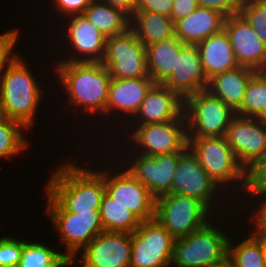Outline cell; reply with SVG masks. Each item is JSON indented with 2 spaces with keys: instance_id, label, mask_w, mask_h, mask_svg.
Wrapping results in <instances>:
<instances>
[{
  "instance_id": "cell-1",
  "label": "cell",
  "mask_w": 266,
  "mask_h": 267,
  "mask_svg": "<svg viewBox=\"0 0 266 267\" xmlns=\"http://www.w3.org/2000/svg\"><path fill=\"white\" fill-rule=\"evenodd\" d=\"M55 77L67 94L69 108L84 110L90 115L106 118L109 84L112 79L108 69L101 62L58 61ZM102 113V114H101Z\"/></svg>"
},
{
  "instance_id": "cell-2",
  "label": "cell",
  "mask_w": 266,
  "mask_h": 267,
  "mask_svg": "<svg viewBox=\"0 0 266 267\" xmlns=\"http://www.w3.org/2000/svg\"><path fill=\"white\" fill-rule=\"evenodd\" d=\"M83 166L68 161L55 167L45 188L68 212H100L105 166L102 170Z\"/></svg>"
},
{
  "instance_id": "cell-3",
  "label": "cell",
  "mask_w": 266,
  "mask_h": 267,
  "mask_svg": "<svg viewBox=\"0 0 266 267\" xmlns=\"http://www.w3.org/2000/svg\"><path fill=\"white\" fill-rule=\"evenodd\" d=\"M20 54L7 67L0 80V115L32 129L44 95L40 83Z\"/></svg>"
},
{
  "instance_id": "cell-4",
  "label": "cell",
  "mask_w": 266,
  "mask_h": 267,
  "mask_svg": "<svg viewBox=\"0 0 266 267\" xmlns=\"http://www.w3.org/2000/svg\"><path fill=\"white\" fill-rule=\"evenodd\" d=\"M187 139L188 147L196 155L208 176L223 191L229 190V197L233 196L234 193L236 195L239 191L244 192H239V197L248 196L249 172L238 161L233 149L228 145L225 136ZM245 193L246 195H244Z\"/></svg>"
},
{
  "instance_id": "cell-5",
  "label": "cell",
  "mask_w": 266,
  "mask_h": 267,
  "mask_svg": "<svg viewBox=\"0 0 266 267\" xmlns=\"http://www.w3.org/2000/svg\"><path fill=\"white\" fill-rule=\"evenodd\" d=\"M210 222L186 237L176 238L171 266L221 267L228 263L230 237Z\"/></svg>"
},
{
  "instance_id": "cell-6",
  "label": "cell",
  "mask_w": 266,
  "mask_h": 267,
  "mask_svg": "<svg viewBox=\"0 0 266 267\" xmlns=\"http://www.w3.org/2000/svg\"><path fill=\"white\" fill-rule=\"evenodd\" d=\"M46 216L52 221L53 228L58 231L59 241L65 245L62 252L76 264L77 254L81 252L98 234L104 231L100 212H68L46 189Z\"/></svg>"
},
{
  "instance_id": "cell-7",
  "label": "cell",
  "mask_w": 266,
  "mask_h": 267,
  "mask_svg": "<svg viewBox=\"0 0 266 267\" xmlns=\"http://www.w3.org/2000/svg\"><path fill=\"white\" fill-rule=\"evenodd\" d=\"M187 138L225 136L236 112L206 89L184 99Z\"/></svg>"
},
{
  "instance_id": "cell-8",
  "label": "cell",
  "mask_w": 266,
  "mask_h": 267,
  "mask_svg": "<svg viewBox=\"0 0 266 267\" xmlns=\"http://www.w3.org/2000/svg\"><path fill=\"white\" fill-rule=\"evenodd\" d=\"M123 142L128 134L125 152L130 150L148 156H158L170 153L182 152L188 146L186 120H172L162 123H151L145 125H126ZM133 127V130H132ZM131 129V130H129ZM130 138V139H129ZM136 144V145H135ZM131 147H130V146ZM133 147V148H132ZM129 148V149H128ZM135 149V150H133ZM129 150V151H128Z\"/></svg>"
},
{
  "instance_id": "cell-9",
  "label": "cell",
  "mask_w": 266,
  "mask_h": 267,
  "mask_svg": "<svg viewBox=\"0 0 266 267\" xmlns=\"http://www.w3.org/2000/svg\"><path fill=\"white\" fill-rule=\"evenodd\" d=\"M210 211L196 198L167 194L156 199L155 218L176 239L207 225L212 220L211 213L214 216Z\"/></svg>"
},
{
  "instance_id": "cell-10",
  "label": "cell",
  "mask_w": 266,
  "mask_h": 267,
  "mask_svg": "<svg viewBox=\"0 0 266 267\" xmlns=\"http://www.w3.org/2000/svg\"><path fill=\"white\" fill-rule=\"evenodd\" d=\"M222 192L225 193V195ZM220 193L222 196L219 195ZM226 193L228 194L227 191L224 192L221 187L208 176L200 164V161L188 146L182 152H179L176 173L173 177L170 194L196 198L212 210V212L214 211L215 214L218 212L215 210H219V206L220 208L222 207L220 205L221 201H223L222 203L225 202L222 198L227 195ZM217 204H219L218 207L215 206ZM214 208L216 209L214 210Z\"/></svg>"
},
{
  "instance_id": "cell-11",
  "label": "cell",
  "mask_w": 266,
  "mask_h": 267,
  "mask_svg": "<svg viewBox=\"0 0 266 267\" xmlns=\"http://www.w3.org/2000/svg\"><path fill=\"white\" fill-rule=\"evenodd\" d=\"M111 157L108 159L113 161L115 166H120V168L116 167V170L110 169L109 166L104 168L105 193L113 202L126 207L127 210L131 211L141 221L154 219L156 199L151 195L147 187L143 186L124 165L119 163L118 158L117 160L113 158L116 161L115 163Z\"/></svg>"
},
{
  "instance_id": "cell-12",
  "label": "cell",
  "mask_w": 266,
  "mask_h": 267,
  "mask_svg": "<svg viewBox=\"0 0 266 267\" xmlns=\"http://www.w3.org/2000/svg\"><path fill=\"white\" fill-rule=\"evenodd\" d=\"M101 63L108 69L112 78L150 77L146 46L131 28L124 33L107 37L105 54Z\"/></svg>"
},
{
  "instance_id": "cell-13",
  "label": "cell",
  "mask_w": 266,
  "mask_h": 267,
  "mask_svg": "<svg viewBox=\"0 0 266 267\" xmlns=\"http://www.w3.org/2000/svg\"><path fill=\"white\" fill-rule=\"evenodd\" d=\"M130 267H169L175 238L154 218L131 233Z\"/></svg>"
},
{
  "instance_id": "cell-14",
  "label": "cell",
  "mask_w": 266,
  "mask_h": 267,
  "mask_svg": "<svg viewBox=\"0 0 266 267\" xmlns=\"http://www.w3.org/2000/svg\"><path fill=\"white\" fill-rule=\"evenodd\" d=\"M129 153H131V155L121 154L124 158L123 161L121 159V163H124V167L143 186L149 189L151 195L157 199L161 196L170 194L173 177L176 173L179 153L158 156H148L141 153H135L134 151Z\"/></svg>"
},
{
  "instance_id": "cell-15",
  "label": "cell",
  "mask_w": 266,
  "mask_h": 267,
  "mask_svg": "<svg viewBox=\"0 0 266 267\" xmlns=\"http://www.w3.org/2000/svg\"><path fill=\"white\" fill-rule=\"evenodd\" d=\"M228 145L250 172L266 153V126L256 117L235 115L226 132Z\"/></svg>"
},
{
  "instance_id": "cell-16",
  "label": "cell",
  "mask_w": 266,
  "mask_h": 267,
  "mask_svg": "<svg viewBox=\"0 0 266 267\" xmlns=\"http://www.w3.org/2000/svg\"><path fill=\"white\" fill-rule=\"evenodd\" d=\"M63 32L65 35L66 48L68 50L66 58L61 61L68 62H101L105 54L107 37L100 32L83 14L70 15L66 18ZM68 21V22H67ZM67 26V27H66ZM72 50L70 51L69 48ZM75 51V52H74ZM72 54L70 56L69 54ZM75 54V55H74ZM69 56V57H68Z\"/></svg>"
},
{
  "instance_id": "cell-17",
  "label": "cell",
  "mask_w": 266,
  "mask_h": 267,
  "mask_svg": "<svg viewBox=\"0 0 266 267\" xmlns=\"http://www.w3.org/2000/svg\"><path fill=\"white\" fill-rule=\"evenodd\" d=\"M132 236L126 232L98 234L81 252V267H130Z\"/></svg>"
},
{
  "instance_id": "cell-18",
  "label": "cell",
  "mask_w": 266,
  "mask_h": 267,
  "mask_svg": "<svg viewBox=\"0 0 266 267\" xmlns=\"http://www.w3.org/2000/svg\"><path fill=\"white\" fill-rule=\"evenodd\" d=\"M224 30L239 66L262 72L266 66V43L260 39L250 23L238 13L225 19Z\"/></svg>"
},
{
  "instance_id": "cell-19",
  "label": "cell",
  "mask_w": 266,
  "mask_h": 267,
  "mask_svg": "<svg viewBox=\"0 0 266 267\" xmlns=\"http://www.w3.org/2000/svg\"><path fill=\"white\" fill-rule=\"evenodd\" d=\"M184 100L169 87L154 84L147 92L135 116L129 120V125H145L162 123L172 120H186Z\"/></svg>"
},
{
  "instance_id": "cell-20",
  "label": "cell",
  "mask_w": 266,
  "mask_h": 267,
  "mask_svg": "<svg viewBox=\"0 0 266 267\" xmlns=\"http://www.w3.org/2000/svg\"><path fill=\"white\" fill-rule=\"evenodd\" d=\"M183 100L207 88L208 79L203 71L199 51L194 44H184L176 55L175 69L163 83Z\"/></svg>"
},
{
  "instance_id": "cell-21",
  "label": "cell",
  "mask_w": 266,
  "mask_h": 267,
  "mask_svg": "<svg viewBox=\"0 0 266 267\" xmlns=\"http://www.w3.org/2000/svg\"><path fill=\"white\" fill-rule=\"evenodd\" d=\"M154 84L151 77L112 78L109 84L106 117L110 119L114 113L115 118H118L119 115V118H124L129 122V119L131 120L139 110L141 102Z\"/></svg>"
},
{
  "instance_id": "cell-22",
  "label": "cell",
  "mask_w": 266,
  "mask_h": 267,
  "mask_svg": "<svg viewBox=\"0 0 266 267\" xmlns=\"http://www.w3.org/2000/svg\"><path fill=\"white\" fill-rule=\"evenodd\" d=\"M226 17L218 11L197 7L189 16L174 23L175 36L184 44H198L224 29Z\"/></svg>"
},
{
  "instance_id": "cell-23",
  "label": "cell",
  "mask_w": 266,
  "mask_h": 267,
  "mask_svg": "<svg viewBox=\"0 0 266 267\" xmlns=\"http://www.w3.org/2000/svg\"><path fill=\"white\" fill-rule=\"evenodd\" d=\"M196 47L199 51L203 71L208 80L215 75L239 66L229 37L224 29L199 42Z\"/></svg>"
},
{
  "instance_id": "cell-24",
  "label": "cell",
  "mask_w": 266,
  "mask_h": 267,
  "mask_svg": "<svg viewBox=\"0 0 266 267\" xmlns=\"http://www.w3.org/2000/svg\"><path fill=\"white\" fill-rule=\"evenodd\" d=\"M255 73L250 68L238 66L210 78L206 90L237 112L243 103L247 84Z\"/></svg>"
},
{
  "instance_id": "cell-25",
  "label": "cell",
  "mask_w": 266,
  "mask_h": 267,
  "mask_svg": "<svg viewBox=\"0 0 266 267\" xmlns=\"http://www.w3.org/2000/svg\"><path fill=\"white\" fill-rule=\"evenodd\" d=\"M184 45L175 35L146 46L147 68L155 84H163L175 69L176 55Z\"/></svg>"
},
{
  "instance_id": "cell-26",
  "label": "cell",
  "mask_w": 266,
  "mask_h": 267,
  "mask_svg": "<svg viewBox=\"0 0 266 267\" xmlns=\"http://www.w3.org/2000/svg\"><path fill=\"white\" fill-rule=\"evenodd\" d=\"M130 28L145 46L175 35L173 20L151 11H135L131 16Z\"/></svg>"
},
{
  "instance_id": "cell-27",
  "label": "cell",
  "mask_w": 266,
  "mask_h": 267,
  "mask_svg": "<svg viewBox=\"0 0 266 267\" xmlns=\"http://www.w3.org/2000/svg\"><path fill=\"white\" fill-rule=\"evenodd\" d=\"M83 15L106 37L124 33L130 28L131 17L126 12L101 0H93Z\"/></svg>"
},
{
  "instance_id": "cell-28",
  "label": "cell",
  "mask_w": 266,
  "mask_h": 267,
  "mask_svg": "<svg viewBox=\"0 0 266 267\" xmlns=\"http://www.w3.org/2000/svg\"><path fill=\"white\" fill-rule=\"evenodd\" d=\"M100 216L102 227L107 232H126L131 234L142 222L126 207L113 202L106 193L101 201Z\"/></svg>"
},
{
  "instance_id": "cell-29",
  "label": "cell",
  "mask_w": 266,
  "mask_h": 267,
  "mask_svg": "<svg viewBox=\"0 0 266 267\" xmlns=\"http://www.w3.org/2000/svg\"><path fill=\"white\" fill-rule=\"evenodd\" d=\"M231 239L228 244V264L231 267H266L264 249L253 233L236 245Z\"/></svg>"
},
{
  "instance_id": "cell-30",
  "label": "cell",
  "mask_w": 266,
  "mask_h": 267,
  "mask_svg": "<svg viewBox=\"0 0 266 267\" xmlns=\"http://www.w3.org/2000/svg\"><path fill=\"white\" fill-rule=\"evenodd\" d=\"M71 261L61 252L41 242L23 244L21 260L17 267H68Z\"/></svg>"
},
{
  "instance_id": "cell-31",
  "label": "cell",
  "mask_w": 266,
  "mask_h": 267,
  "mask_svg": "<svg viewBox=\"0 0 266 267\" xmlns=\"http://www.w3.org/2000/svg\"><path fill=\"white\" fill-rule=\"evenodd\" d=\"M24 131L28 130L20 122L0 115V161L9 160L30 146Z\"/></svg>"
},
{
  "instance_id": "cell-32",
  "label": "cell",
  "mask_w": 266,
  "mask_h": 267,
  "mask_svg": "<svg viewBox=\"0 0 266 267\" xmlns=\"http://www.w3.org/2000/svg\"><path fill=\"white\" fill-rule=\"evenodd\" d=\"M266 105V76L256 72L247 84L245 96L237 115L257 117Z\"/></svg>"
},
{
  "instance_id": "cell-33",
  "label": "cell",
  "mask_w": 266,
  "mask_h": 267,
  "mask_svg": "<svg viewBox=\"0 0 266 267\" xmlns=\"http://www.w3.org/2000/svg\"><path fill=\"white\" fill-rule=\"evenodd\" d=\"M239 13L266 43V0H242Z\"/></svg>"
},
{
  "instance_id": "cell-34",
  "label": "cell",
  "mask_w": 266,
  "mask_h": 267,
  "mask_svg": "<svg viewBox=\"0 0 266 267\" xmlns=\"http://www.w3.org/2000/svg\"><path fill=\"white\" fill-rule=\"evenodd\" d=\"M26 240L14 236L0 238V267H17L23 251V244Z\"/></svg>"
},
{
  "instance_id": "cell-35",
  "label": "cell",
  "mask_w": 266,
  "mask_h": 267,
  "mask_svg": "<svg viewBox=\"0 0 266 267\" xmlns=\"http://www.w3.org/2000/svg\"><path fill=\"white\" fill-rule=\"evenodd\" d=\"M17 28L7 30L0 35V80L7 67L14 61L20 53H12L18 43L20 34Z\"/></svg>"
},
{
  "instance_id": "cell-36",
  "label": "cell",
  "mask_w": 266,
  "mask_h": 267,
  "mask_svg": "<svg viewBox=\"0 0 266 267\" xmlns=\"http://www.w3.org/2000/svg\"><path fill=\"white\" fill-rule=\"evenodd\" d=\"M256 196V197H255ZM248 197L254 198L256 206V211L254 213L249 214V218H251L250 223L253 219L252 223L255 225L263 234L266 235V189L263 190H256V191H249ZM256 199H258L257 202ZM262 200V201H261ZM257 202V203H256ZM259 203V205H258ZM258 205V206H257Z\"/></svg>"
},
{
  "instance_id": "cell-37",
  "label": "cell",
  "mask_w": 266,
  "mask_h": 267,
  "mask_svg": "<svg viewBox=\"0 0 266 267\" xmlns=\"http://www.w3.org/2000/svg\"><path fill=\"white\" fill-rule=\"evenodd\" d=\"M198 4L199 7L218 11L227 18L239 13L241 0H198Z\"/></svg>"
},
{
  "instance_id": "cell-38",
  "label": "cell",
  "mask_w": 266,
  "mask_h": 267,
  "mask_svg": "<svg viewBox=\"0 0 266 267\" xmlns=\"http://www.w3.org/2000/svg\"><path fill=\"white\" fill-rule=\"evenodd\" d=\"M52 1L53 2L51 3L55 5L56 12L57 13L59 12L60 15L63 16L62 18H64L70 15L83 14L93 0H52Z\"/></svg>"
},
{
  "instance_id": "cell-39",
  "label": "cell",
  "mask_w": 266,
  "mask_h": 267,
  "mask_svg": "<svg viewBox=\"0 0 266 267\" xmlns=\"http://www.w3.org/2000/svg\"><path fill=\"white\" fill-rule=\"evenodd\" d=\"M174 0H137L135 11H151L170 17Z\"/></svg>"
},
{
  "instance_id": "cell-40",
  "label": "cell",
  "mask_w": 266,
  "mask_h": 267,
  "mask_svg": "<svg viewBox=\"0 0 266 267\" xmlns=\"http://www.w3.org/2000/svg\"><path fill=\"white\" fill-rule=\"evenodd\" d=\"M266 189V153L249 172V191Z\"/></svg>"
},
{
  "instance_id": "cell-41",
  "label": "cell",
  "mask_w": 266,
  "mask_h": 267,
  "mask_svg": "<svg viewBox=\"0 0 266 267\" xmlns=\"http://www.w3.org/2000/svg\"><path fill=\"white\" fill-rule=\"evenodd\" d=\"M199 6L198 0H174L170 18L177 20L189 16Z\"/></svg>"
},
{
  "instance_id": "cell-42",
  "label": "cell",
  "mask_w": 266,
  "mask_h": 267,
  "mask_svg": "<svg viewBox=\"0 0 266 267\" xmlns=\"http://www.w3.org/2000/svg\"><path fill=\"white\" fill-rule=\"evenodd\" d=\"M113 7L122 9L130 17L135 12L137 0H101Z\"/></svg>"
},
{
  "instance_id": "cell-43",
  "label": "cell",
  "mask_w": 266,
  "mask_h": 267,
  "mask_svg": "<svg viewBox=\"0 0 266 267\" xmlns=\"http://www.w3.org/2000/svg\"><path fill=\"white\" fill-rule=\"evenodd\" d=\"M252 231H250L251 233H253L261 242L262 247L264 249V254H265V261H266V235L263 234L255 225L254 228H250Z\"/></svg>"
},
{
  "instance_id": "cell-44",
  "label": "cell",
  "mask_w": 266,
  "mask_h": 267,
  "mask_svg": "<svg viewBox=\"0 0 266 267\" xmlns=\"http://www.w3.org/2000/svg\"><path fill=\"white\" fill-rule=\"evenodd\" d=\"M256 118L260 123L266 126V105Z\"/></svg>"
},
{
  "instance_id": "cell-45",
  "label": "cell",
  "mask_w": 266,
  "mask_h": 267,
  "mask_svg": "<svg viewBox=\"0 0 266 267\" xmlns=\"http://www.w3.org/2000/svg\"><path fill=\"white\" fill-rule=\"evenodd\" d=\"M263 74L266 76V66H265V68L263 69Z\"/></svg>"
},
{
  "instance_id": "cell-46",
  "label": "cell",
  "mask_w": 266,
  "mask_h": 267,
  "mask_svg": "<svg viewBox=\"0 0 266 267\" xmlns=\"http://www.w3.org/2000/svg\"><path fill=\"white\" fill-rule=\"evenodd\" d=\"M221 267H231V266L228 263H226L225 265H223Z\"/></svg>"
}]
</instances>
